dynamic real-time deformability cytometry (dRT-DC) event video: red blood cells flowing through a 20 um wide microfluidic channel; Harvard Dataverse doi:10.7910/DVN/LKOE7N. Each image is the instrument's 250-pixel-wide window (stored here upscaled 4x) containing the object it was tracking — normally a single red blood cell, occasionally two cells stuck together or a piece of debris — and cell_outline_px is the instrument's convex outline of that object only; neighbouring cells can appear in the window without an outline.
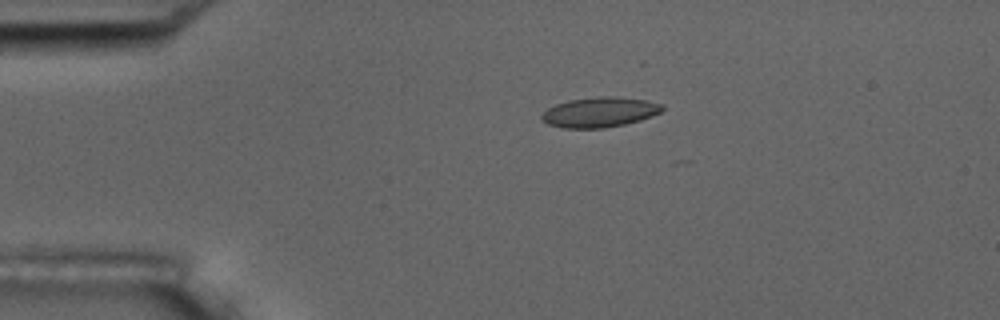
{"species": "common noctule bat (a hibernating species)", "species_latin": "Nyctalus noctula", "temperature_condition": "room temperature", "stored_images_in_passage": 3, "camera_frame_rate_fps": 3000, "um_per_image_px": 0.085, "animal": {"sex": "male", "body_mass_g": 17.5, "forearm_length_mm": 52.3}, "frame": {"image": 1, "passage_image": 1, "time_ms": 0.0, "image_size_px": [1000, 320], "cell_outline_px": [[664, 108], [660, 112], [652, 116], [640, 120], [624, 124], [604, 128], [564, 128], [548, 124], [540, 120], [540, 116], [548, 108], [556, 104], [568, 100], [600, 96], [612, 96], [648, 100], [664, 104]], "centroid_in_image_um": [50.97, 9.53], "position_along_channel_um": 34.0, "area_um2": 21.21}}
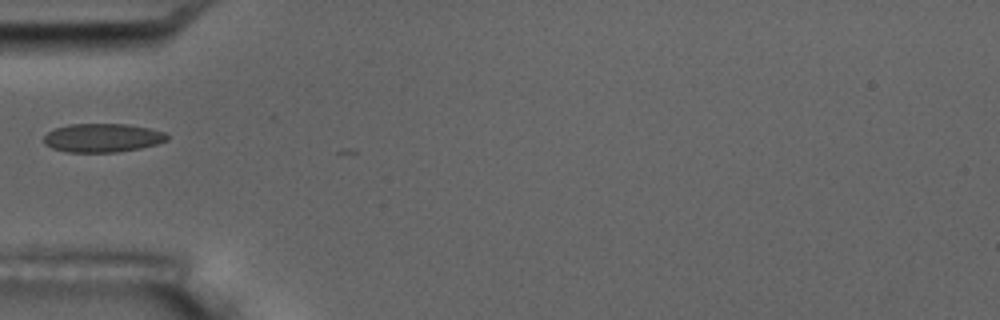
{"frame": {"image": 2, "passage_image": 3, "time_ms": 2.333, "image_size_px": [1000, 320], "cell_outline_px": [[168, 140], [156, 144], [140, 148], [116, 152], [64, 152], [52, 148], [44, 144], [44, 136], [48, 132], [56, 128], [68, 124], [128, 124], [148, 128], [164, 132], [168, 136]], "centroid_in_image_um": [8.69, 11.72], "position_along_channel_um": 76.3, "area_um2": 20.58}}